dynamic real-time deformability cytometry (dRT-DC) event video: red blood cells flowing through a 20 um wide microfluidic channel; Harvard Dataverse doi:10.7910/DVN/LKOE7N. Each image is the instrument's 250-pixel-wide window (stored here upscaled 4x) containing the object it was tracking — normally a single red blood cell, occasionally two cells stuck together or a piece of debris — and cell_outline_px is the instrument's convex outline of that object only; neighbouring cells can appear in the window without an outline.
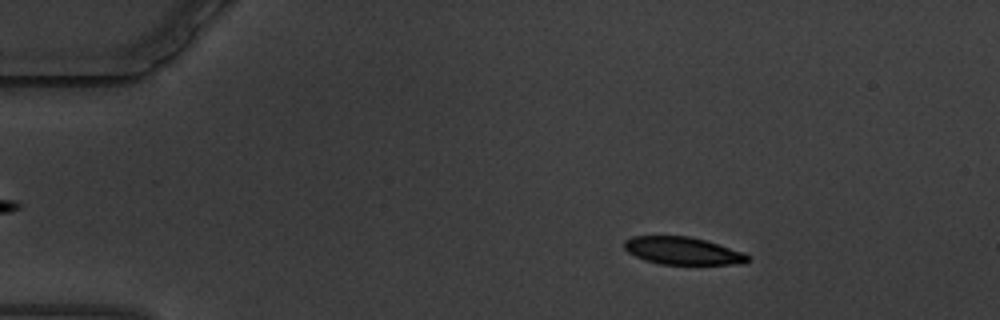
{"species": "common noctule bat (a hibernating species)", "species_latin": "Nyctalus noctula", "temperature_condition": "warm", "stored_images_in_passage": 60, "camera_frame_rate_fps": 3000, "um_per_image_px": 0.085, "animal": {"sex": "male", "body_mass_g": 19.5, "forearm_length_mm": 54.6}, "frame": {"image": 1, "passage_image": 10, "time_ms": 3.0, "image_size_px": [1000, 320], "cell_outline_px": [[748, 260], [744, 264], [660, 264], [644, 260], [628, 252], [624, 248], [624, 240], [632, 236], [688, 236], [704, 240], [744, 252], [748, 256]], "centroid_in_image_um": [58.0, 21.32], "position_along_channel_um": 27.0, "area_um2": 19.71}}
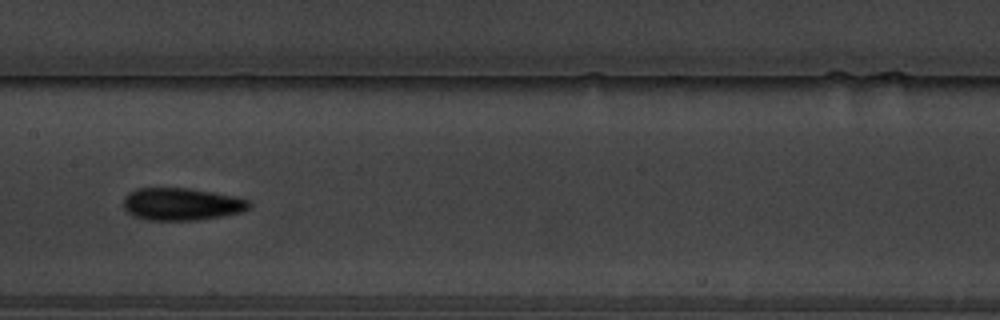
{"frame": {"image": 2, "passage_image": 31, "time_ms": 10.0, "image_size_px": [1000, 320], "cell_outline_px": [[252, 208], [244, 212], [224, 216], [196, 220], [148, 220], [132, 216], [124, 208], [124, 196], [128, 192], [136, 188], [188, 188], [212, 192], [232, 196], [248, 200], [252, 204]], "centroid_in_image_um": [15.44, 17.36], "position_along_channel_um": 192.0, "area_um2": 23.99}}
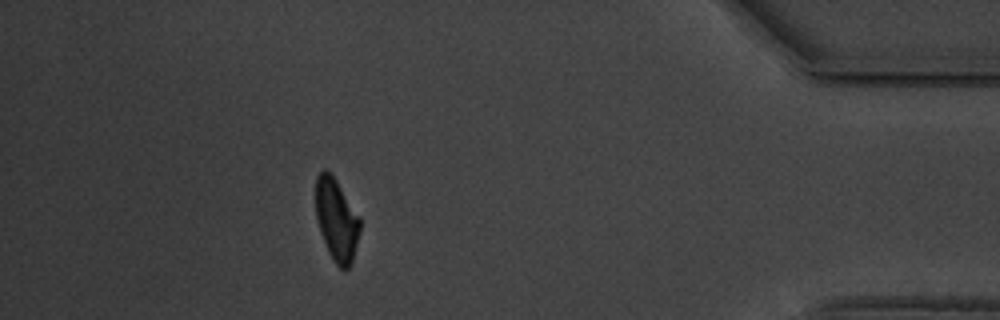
{"frame": {"image": 3, "passage_image": 54, "time_ms": 17.667, "image_size_px": [1000, 320], "cell_outline_px": [[360, 232], [352, 264], [348, 268], [340, 268], [336, 264], [328, 252], [316, 220], [316, 176], [324, 168], [336, 180], [360, 216]], "centroid_in_image_um": [28.62, 18.7], "position_along_channel_um": 406.6, "area_um2": 21.21}, "authors_computed_cell_mechanics": {"area_um2": 22.3686, "velocity_mm_per_s": 3.3828, "shape_relaxation_time_tau1_ms": 4.3326, "shape_relaxation_time_tau2_ms": 3.2781, "deformation_change_tau1": 0.1513, "deformation_change_tau2": 0.097}}